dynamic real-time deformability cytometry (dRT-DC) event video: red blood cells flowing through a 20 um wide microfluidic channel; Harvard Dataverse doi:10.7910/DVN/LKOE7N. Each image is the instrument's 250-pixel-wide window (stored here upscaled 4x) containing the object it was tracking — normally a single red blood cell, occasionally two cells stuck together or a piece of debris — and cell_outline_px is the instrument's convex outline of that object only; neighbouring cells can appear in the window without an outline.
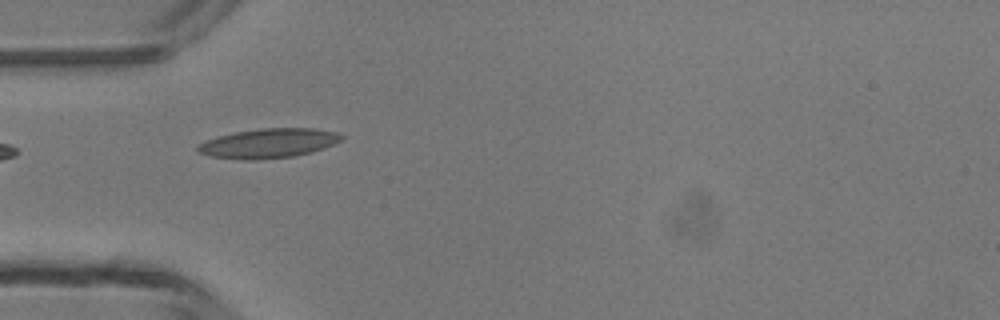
{"species": "common noctule bat (a hibernating species)", "species_latin": "Nyctalus noctula", "temperature_condition": "room temperature", "stored_images_in_passage": 6, "camera_frame_rate_fps": 3000, "um_per_image_px": 0.085, "animal": {"sex": "male", "body_mass_g": 13.3}, "frame": {"image": 1, "passage_image": 5, "time_ms": 4.667, "image_size_px": [1000, 320], "cell_outline_px": [[344, 136], [340, 140], [332, 144], [312, 152], [292, 156], [256, 160], [244, 160], [212, 156], [196, 152], [196, 144], [220, 136], [236, 132], [260, 128], [312, 128], [336, 132]], "centroid_in_image_um": [22.79, 12.18], "position_along_channel_um": 62.2, "area_um2": 24.45}}
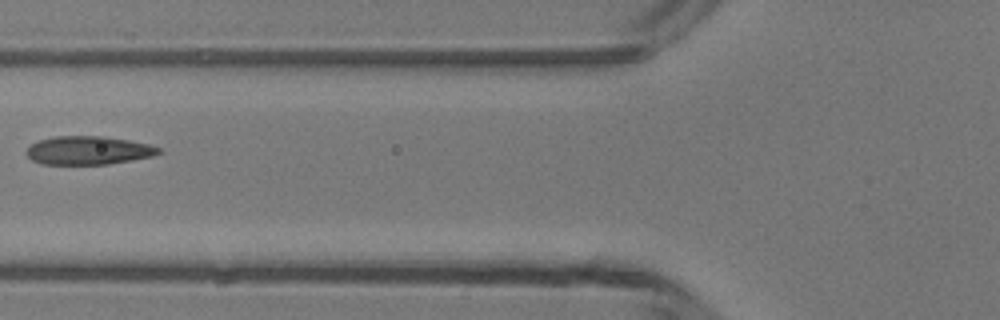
{"frame": {"image": 2, "passage_image": 6, "time_ms": 6.0, "image_size_px": [1000, 320], "cell_outline_px": [[164, 152], [152, 156], [132, 160], [108, 164], [40, 164], [32, 160], [24, 152], [32, 144], [40, 140], [56, 136], [104, 136], [128, 140], [148, 144], [160, 148]], "centroid_in_image_um": [7.52, 12.78], "position_along_channel_um": 118.3, "area_um2": 21.91}}